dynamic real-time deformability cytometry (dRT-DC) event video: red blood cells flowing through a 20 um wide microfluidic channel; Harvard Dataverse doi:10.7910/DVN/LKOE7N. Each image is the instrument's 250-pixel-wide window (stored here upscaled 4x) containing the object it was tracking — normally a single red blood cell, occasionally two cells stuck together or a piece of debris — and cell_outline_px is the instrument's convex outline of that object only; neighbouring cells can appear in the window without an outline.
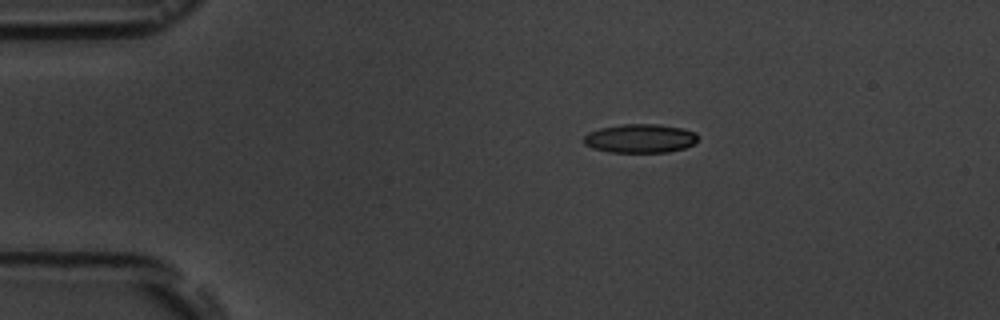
{"species": "common noctule bat (a hibernating species)", "species_latin": "Nyctalus noctula", "temperature_condition": "room temperature", "stored_images_in_passage": 4, "camera_frame_rate_fps": 3000, "um_per_image_px": 0.085, "animal": {"sex": "male", "body_mass_g": 19.5, "forearm_length_mm": 54.6}, "frame": {"image": 1, "passage_image": 4, "time_ms": 5.0, "image_size_px": [1000, 320], "cell_outline_px": [[696, 140], [692, 144], [684, 148], [668, 152], [608, 152], [592, 148], [584, 144], [584, 136], [588, 132], [600, 128], [624, 124], [656, 124], [680, 128], [696, 132]], "centroid_in_image_um": [54.37, 11.77], "position_along_channel_um": 30.6, "area_um2": 19.02}}